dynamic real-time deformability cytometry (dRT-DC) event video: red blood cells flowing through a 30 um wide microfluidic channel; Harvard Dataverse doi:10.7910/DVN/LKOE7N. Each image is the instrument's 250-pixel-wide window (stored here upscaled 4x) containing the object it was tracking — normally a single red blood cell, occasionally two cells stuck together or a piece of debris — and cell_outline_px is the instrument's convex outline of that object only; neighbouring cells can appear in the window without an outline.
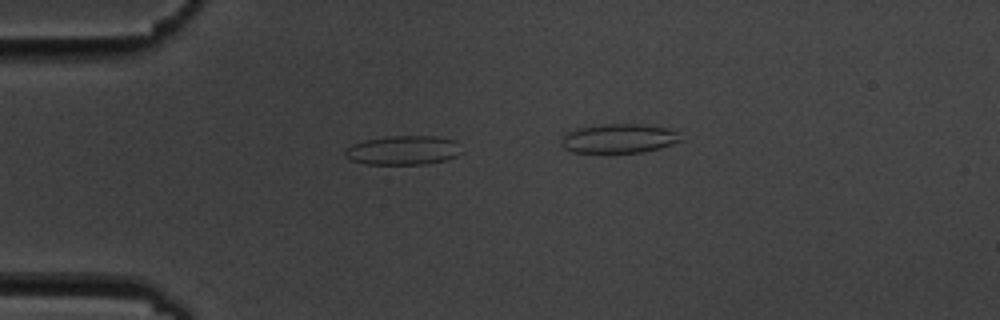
{"species": "common noctule bat (a hibernating species)", "species_latin": "Nyctalus noctula", "temperature_condition": "cold", "stored_images_in_passage": 3, "camera_frame_rate_fps": 3000, "um_per_image_px": 0.085, "animal": {"sex": "male", "body_mass_g": 19.5, "forearm_length_mm": 54.6}, "frame": {"image": 1, "passage_image": 1, "time_ms": 0.0, "image_size_px": [1000, 320], "cell_outline_px": [[456, 156], [444, 160], [424, 164], [368, 164], [352, 160], [344, 156], [344, 148], [352, 144], [364, 140], [384, 136], [436, 136], [456, 140]], "centroid_in_image_um": [34.16, 12.76], "position_along_channel_um": 50.8, "area_um2": 19.59}}